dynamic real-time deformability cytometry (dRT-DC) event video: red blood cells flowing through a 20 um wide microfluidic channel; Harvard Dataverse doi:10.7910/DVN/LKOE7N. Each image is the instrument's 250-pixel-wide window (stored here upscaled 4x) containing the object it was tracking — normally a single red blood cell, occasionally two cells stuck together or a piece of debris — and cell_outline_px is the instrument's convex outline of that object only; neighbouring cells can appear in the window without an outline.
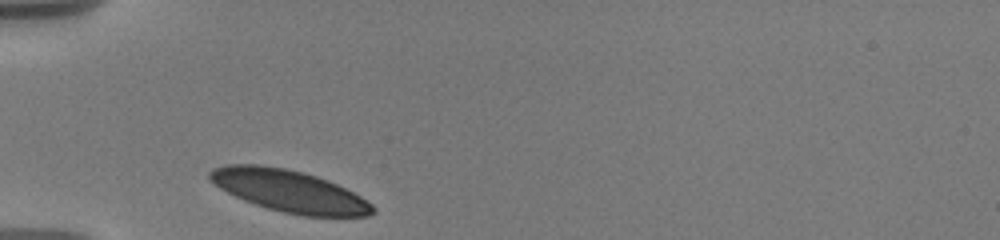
{"species": "human", "species_latin": "Homo sapiens", "temperature_condition": "warm", "stored_images_in_passage": 26, "camera_frame_rate_fps": 3000, "um_per_image_px": 0.085, "donor": {"sex": "male"}, "frame": {"image": 1, "passage_image": 1, "time_ms": 0.0, "image_size_px": [1000, 240], "cell_outline_px": [[376, 212], [368, 216], [304, 216], [284, 212], [268, 208], [244, 200], [220, 188], [208, 180], [208, 172], [212, 168], [228, 164], [260, 164], [284, 168], [316, 176], [328, 180], [360, 196], [372, 204], [376, 208]], "centroid_in_image_um": [24.57, 16.23], "position_along_channel_um": 60.4, "area_um2": 39.65}}
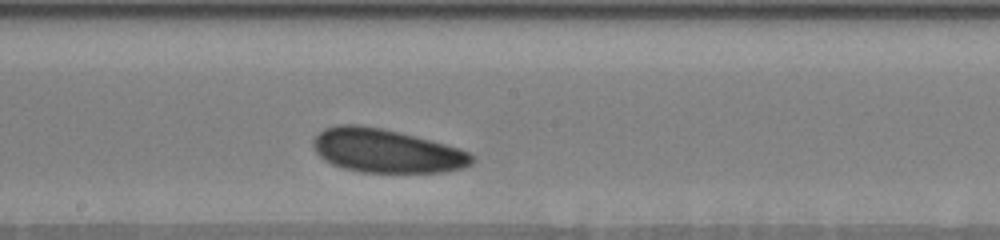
{"frame": {"image": 2, "passage_image": 13, "time_ms": 4.667, "image_size_px": [1000, 240], "cell_outline_px": [[476, 160], [472, 164], [464, 168], [444, 172], [360, 172], [344, 168], [332, 164], [324, 160], [316, 152], [312, 144], [312, 140], [324, 128], [336, 124], [356, 124], [384, 128], [460, 148], [468, 152]], "centroid_in_image_um": [32.83, 12.82], "position_along_channel_um": 215.4, "area_um2": 40.52}}
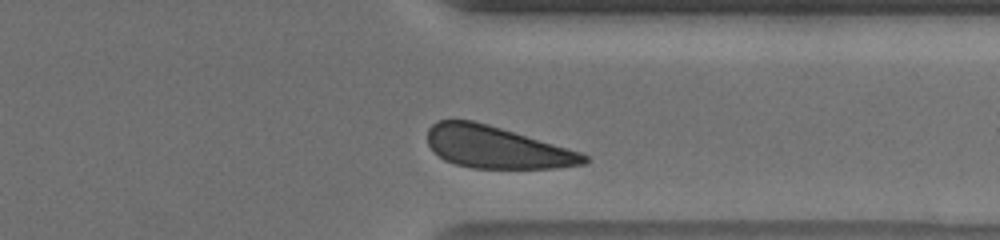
{"frame": {"image": 3, "passage_image": 24, "time_ms": 9.0, "image_size_px": [1000, 240], "cell_outline_px": [[588, 160], [584, 164], [556, 168], [472, 168], [456, 164], [444, 160], [432, 152], [428, 144], [428, 128], [436, 120], [472, 120], [488, 124], [580, 152], [588, 156]], "centroid_in_image_um": [42.15, 12.52], "position_along_channel_um": 369.2, "area_um2": 38.15}, "authors_computed_cell_mechanics": {"area_um2": 40.4889, "velocity_mm_per_s": 3.5332, "shape_relaxation_time_tau1_ms": 1.2057, "shape_relaxation_time_tau2_ms": 8.2055, "deformation_change_tau1": 0.0548, "deformation_change_tau2": 0.164}}